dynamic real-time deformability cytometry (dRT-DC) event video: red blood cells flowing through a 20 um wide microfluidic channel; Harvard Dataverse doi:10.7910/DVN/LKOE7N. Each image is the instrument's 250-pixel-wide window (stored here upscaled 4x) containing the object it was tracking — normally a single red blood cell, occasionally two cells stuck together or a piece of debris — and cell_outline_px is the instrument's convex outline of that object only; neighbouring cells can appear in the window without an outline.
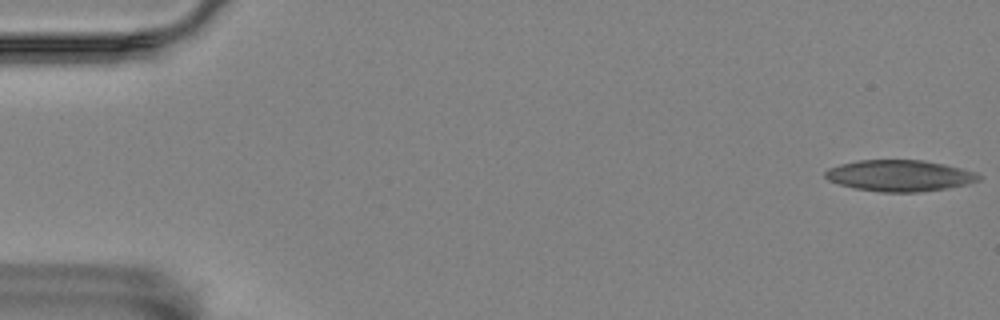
{"species": "Egyptian fruit bat (a non-hibernating species)", "species_latin": "Rousettus aegyptiacus", "temperature_condition": "room temperature", "stored_images_in_passage": 56, "camera_frame_rate_fps": 3000, "um_per_image_px": 0.085, "animal": {"sex": "female"}, "frame": {"image": 1, "passage_image": 1, "time_ms": 0.0, "image_size_px": [1000, 320], "cell_outline_px": [[984, 176], [980, 180], [964, 184], [944, 188], [920, 192], [880, 192], [852, 188], [828, 180], [824, 176], [824, 172], [828, 168], [840, 164], [856, 160], [924, 160], [944, 164], [976, 172]], "centroid_in_image_um": [76.44, 14.92], "position_along_channel_um": 8.6, "area_um2": 28.03}}
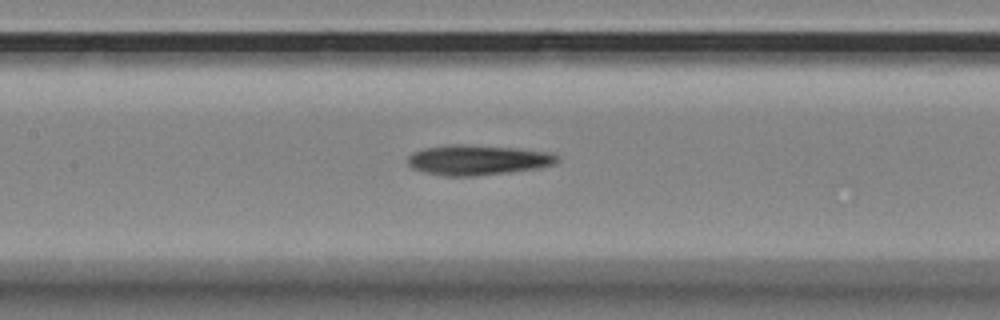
{"frame": {"image": 2, "passage_image": 26, "time_ms": 8.333, "image_size_px": [1000, 320], "cell_outline_px": [[560, 160], [556, 164], [540, 168], [476, 176], [444, 176], [424, 172], [412, 168], [408, 164], [408, 156], [412, 152], [424, 148], [452, 144], [460, 144], [516, 148], [556, 152], [560, 156]], "centroid_in_image_um": [40.67, 13.59], "position_along_channel_um": 166.7, "area_um2": 26.59}}
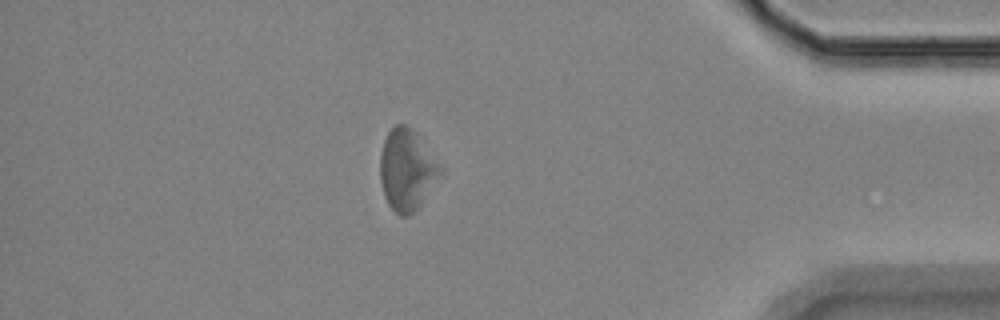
{"frame": {"image": 3, "passage_image": 49, "time_ms": 16.0, "image_size_px": [1000, 320], "cell_outline_px": [[444, 168], [420, 204], [408, 216], [400, 216], [388, 204], [384, 196], [380, 180], [380, 156], [384, 140], [388, 132], [396, 124], [408, 124], [412, 128]], "centroid_in_image_um": [34.57, 14.4], "position_along_channel_um": 400.6, "area_um2": 28.15}, "authors_computed_cell_mechanics": {"area_um2": 26.7614, "velocity_mm_per_s": 3.5072, "shape_relaxation_time_tau1_ms": 4.2632, "shape_relaxation_time_tau2_ms": 6.1452, "deformation_change_tau1": 0.0989, "deformation_change_tau2": 0.1965}}